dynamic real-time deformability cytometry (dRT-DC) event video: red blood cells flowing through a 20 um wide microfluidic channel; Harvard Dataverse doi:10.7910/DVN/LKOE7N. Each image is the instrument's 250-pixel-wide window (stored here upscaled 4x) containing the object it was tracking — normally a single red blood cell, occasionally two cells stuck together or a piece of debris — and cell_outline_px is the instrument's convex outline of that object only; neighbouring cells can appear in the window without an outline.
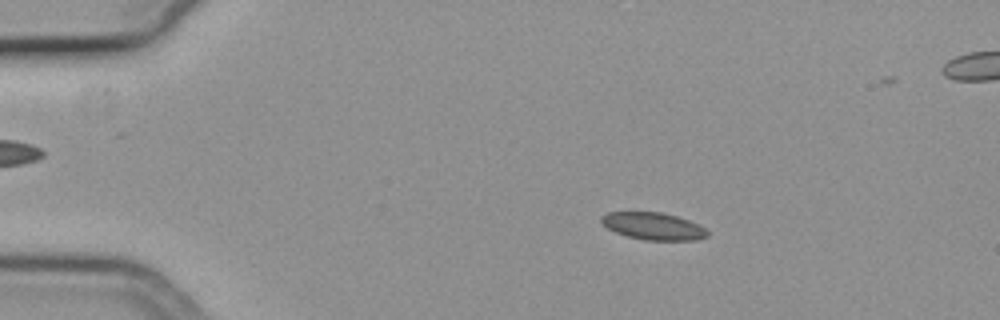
{"species": "common noctule bat (a hibernating species)", "species_latin": "Nyctalus noctula", "temperature_condition": "cold", "stored_images_in_passage": 58, "segment_of_instrument_passage": [1, 2], "camera_frame_rate_fps": 3000, "um_per_image_px": 0.085, "animal": {"sex": "female", "body_mass_g": 19.3, "forearm_length_mm": 54.1}, "frame": {"image": 1, "passage_image": 11, "time_ms": 3.333, "image_size_px": [1000, 320], "cell_outline_px": [[708, 236], [696, 240], [644, 240], [628, 236], [616, 232], [600, 224], [600, 216], [608, 212], [660, 212], [676, 216], [688, 220], [704, 228], [708, 232]], "centroid_in_image_um": [55.48, 19.22], "position_along_channel_um": 29.5, "area_um2": 16.76}}
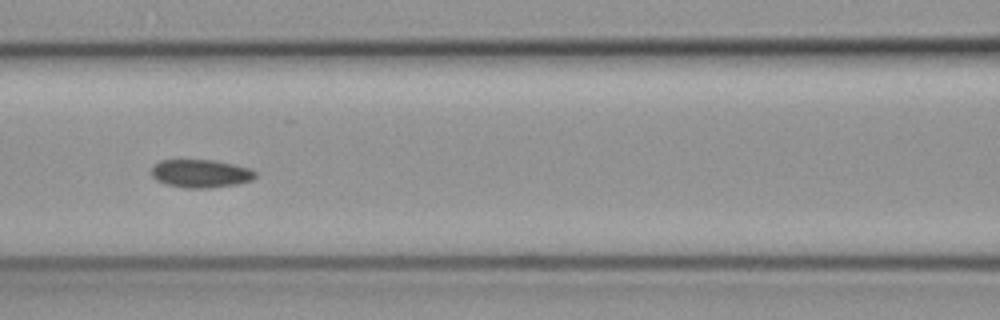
{"frame": {"image": 2, "passage_image": 26, "time_ms": 8.333, "image_size_px": [1000, 320], "cell_outline_px": [[256, 176], [252, 180], [236, 184], [208, 188], [188, 188], [168, 184], [156, 180], [152, 176], [152, 164], [160, 160], [216, 160], [252, 168], [256, 172]], "centroid_in_image_um": [17.08, 14.73], "position_along_channel_um": 149.5, "area_um2": 17.11}}
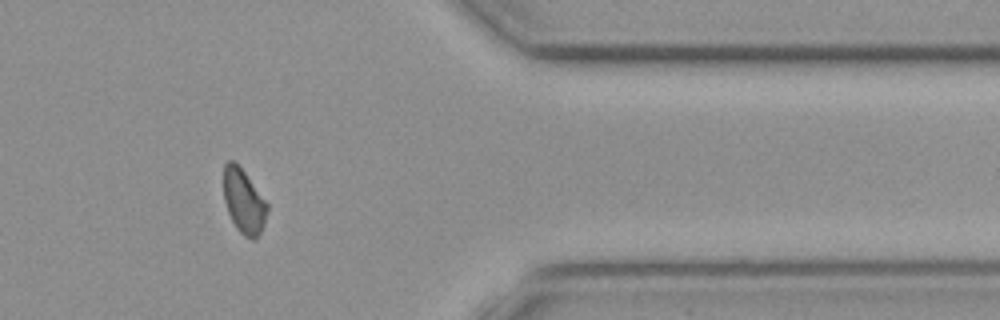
{"frame": {"image": 3, "passage_image": 47, "time_ms": 15.333, "image_size_px": [1000, 320], "cell_outline_px": [[268, 212], [264, 224], [256, 240], [252, 240], [244, 236], [236, 228], [228, 212], [224, 200], [224, 164], [228, 160], [232, 160], [244, 172], [268, 204]], "centroid_in_image_um": [20.72, 17.15], "position_along_channel_um": 390.7, "area_um2": 16.18}}